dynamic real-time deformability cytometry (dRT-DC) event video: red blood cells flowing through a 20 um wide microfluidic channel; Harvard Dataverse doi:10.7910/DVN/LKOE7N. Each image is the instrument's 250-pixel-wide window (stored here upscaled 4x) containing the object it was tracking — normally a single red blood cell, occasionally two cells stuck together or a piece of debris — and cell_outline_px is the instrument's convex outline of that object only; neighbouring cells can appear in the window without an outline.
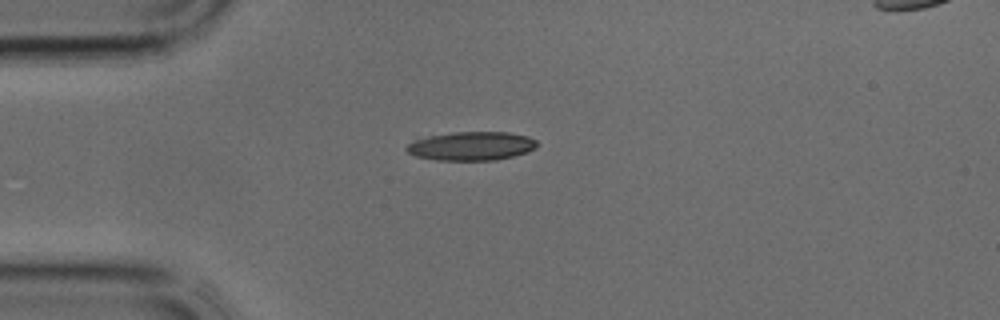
{"species": "common noctule bat (a hibernating species)", "species_latin": "Nyctalus noctula", "temperature_condition": "cold", "stored_images_in_passage": 31, "segment_of_instrument_passage": [1, 2], "camera_frame_rate_fps": 3000, "um_per_image_px": 0.085, "animal": {"sex": "male", "body_mass_g": 17.9, "forearm_length_mm": 54.2}, "frame": {"image": 1, "passage_image": 1, "time_ms": 0.0, "image_size_px": [1000, 320], "cell_outline_px": [[540, 144], [536, 148], [528, 152], [496, 160], [436, 160], [416, 156], [408, 152], [404, 148], [412, 140], [428, 136], [452, 132], [508, 132], [528, 136], [536, 140]], "centroid_in_image_um": [40.08, 12.41], "position_along_channel_um": 44.9, "area_um2": 22.02}}
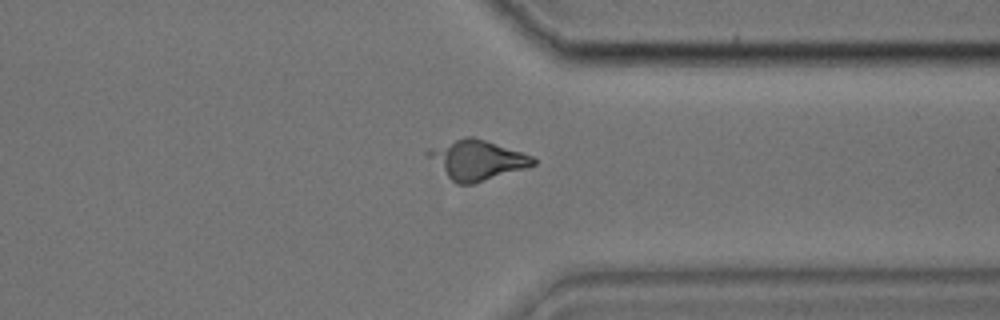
{"frame": {"image": 2, "passage_image": 21, "time_ms": 6.667, "image_size_px": [1000, 320], "cell_outline_px": [[536, 164], [524, 168], [472, 184], [456, 184], [424, 152], [428, 148], [464, 136], [472, 136], [532, 156], [536, 160]], "centroid_in_image_um": [40.51, 13.57], "position_along_channel_um": 370.9, "area_um2": 23.64}}
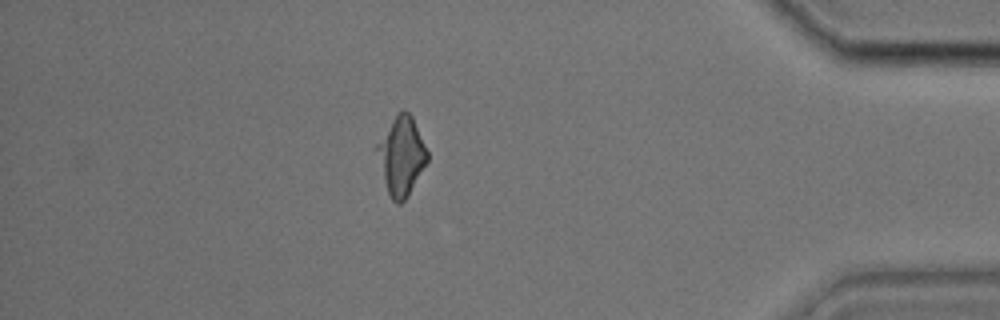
{"frame": {"image": 3, "passage_image": 25, "time_ms": 8.0, "image_size_px": [1000, 320], "cell_outline_px": [[428, 160], [408, 196], [400, 204], [396, 204], [392, 200], [388, 192], [372, 148], [396, 112], [404, 108], [412, 116], [428, 152]], "centroid_in_image_um": [34.06, 13.21], "position_along_channel_um": 401.1, "area_um2": 23.47}}